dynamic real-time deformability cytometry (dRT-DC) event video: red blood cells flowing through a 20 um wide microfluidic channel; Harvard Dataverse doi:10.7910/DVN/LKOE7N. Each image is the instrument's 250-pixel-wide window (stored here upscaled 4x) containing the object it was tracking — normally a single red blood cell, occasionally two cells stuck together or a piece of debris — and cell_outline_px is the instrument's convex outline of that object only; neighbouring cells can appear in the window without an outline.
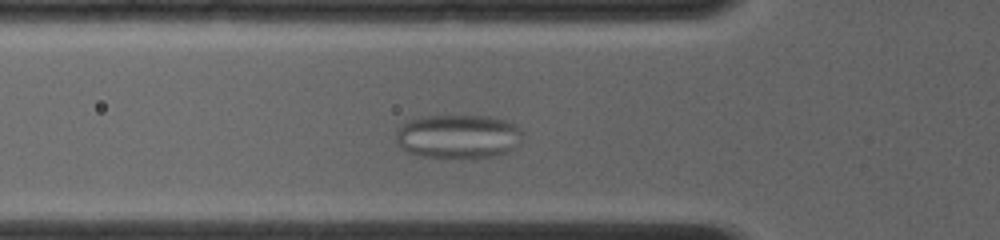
{"species": "common noctule bat (a hibernating species)", "species_latin": "Nyctalus noctula", "temperature_condition": "room temperature", "stored_images_in_passage": 50, "camera_frame_rate_fps": 4000, "um_per_image_px": 0.085, "animal": {"sex": "female", "body_mass_g": 19.0, "forearm_length_mm": 56.7}, "frame": {"image": 1, "passage_image": 10, "time_ms": 2.25, "image_size_px": [1000, 240], "cell_outline_px": [[524, 132], [520, 140], [508, 152], [492, 156], [424, 156], [408, 152], [396, 144], [396, 132], [404, 120], [420, 116], [488, 116], [508, 120], [516, 124]], "centroid_in_image_um": [38.92, 11.55], "position_along_channel_um": 86.9, "area_um2": 32.25}}
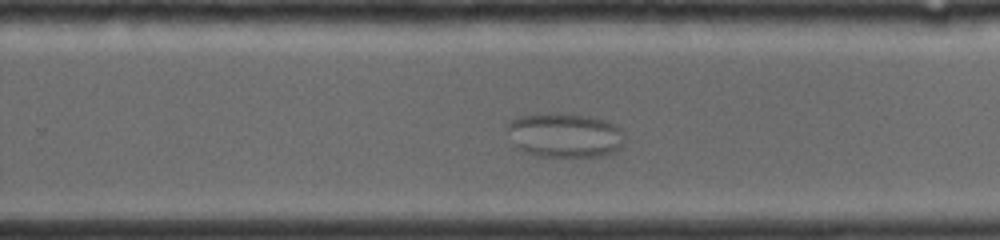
{"frame": {"image": 2, "passage_image": 31, "time_ms": 7.5, "image_size_px": [1000, 240], "cell_outline_px": [[624, 144], [620, 148], [604, 156], [536, 156], [520, 148], [516, 144], [508, 128], [508, 124], [512, 120], [520, 116], [584, 116], [604, 120], [620, 128], [624, 136]], "centroid_in_image_um": [48.09, 11.54], "position_along_channel_um": 281.7, "area_um2": 28.9}}
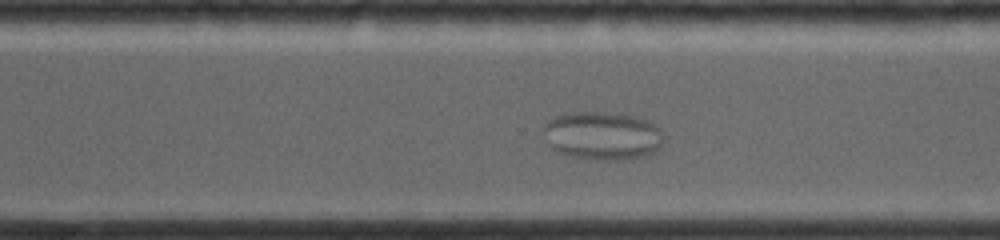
{"frame": {"image": 3, "passage_image": 35, "time_ms": 8.5, "image_size_px": [1000, 240], "cell_outline_px": [[664, 140], [660, 148], [656, 152], [644, 156], [568, 156], [556, 152], [552, 148], [544, 128], [544, 124], [552, 116], [564, 112], [620, 112], [644, 120], [660, 128], [664, 136]], "centroid_in_image_um": [51.21, 11.45], "position_along_channel_um": 319.4, "area_um2": 32.77}}